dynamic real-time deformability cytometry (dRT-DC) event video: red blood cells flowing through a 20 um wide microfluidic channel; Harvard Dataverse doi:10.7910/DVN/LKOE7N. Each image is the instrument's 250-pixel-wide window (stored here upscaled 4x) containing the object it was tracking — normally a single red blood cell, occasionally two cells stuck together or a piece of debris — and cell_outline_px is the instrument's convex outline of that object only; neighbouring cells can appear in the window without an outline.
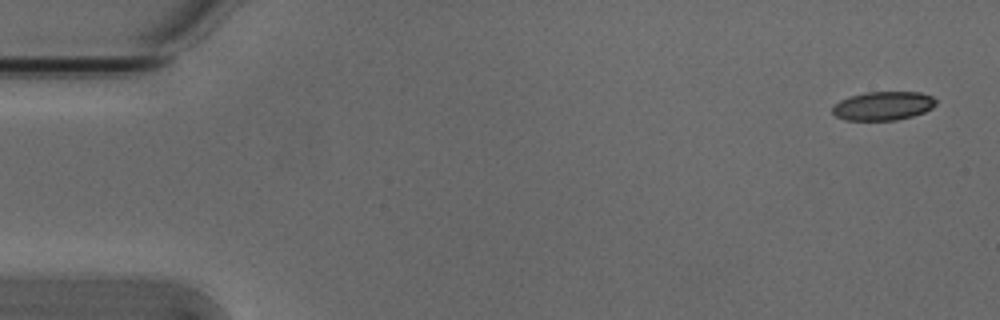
{"species": "Egyptian fruit bat (a non-hibernating species)", "species_latin": "Rousettus aegyptiacus", "temperature_condition": "cold", "stored_images_in_passage": 7, "camera_frame_rate_fps": 3000, "um_per_image_px": 0.085, "animal": {"sex": "male"}, "frame": {"image": 1, "passage_image": 1, "time_ms": 0.0, "image_size_px": [1000, 320], "cell_outline_px": [[936, 104], [932, 108], [924, 112], [912, 116], [896, 120], [844, 120], [836, 116], [832, 112], [832, 108], [840, 100], [864, 92], [920, 92], [932, 96], [936, 100]], "centroid_in_image_um": [75.08, 9.0], "position_along_channel_um": 9.9, "area_um2": 17.28}}
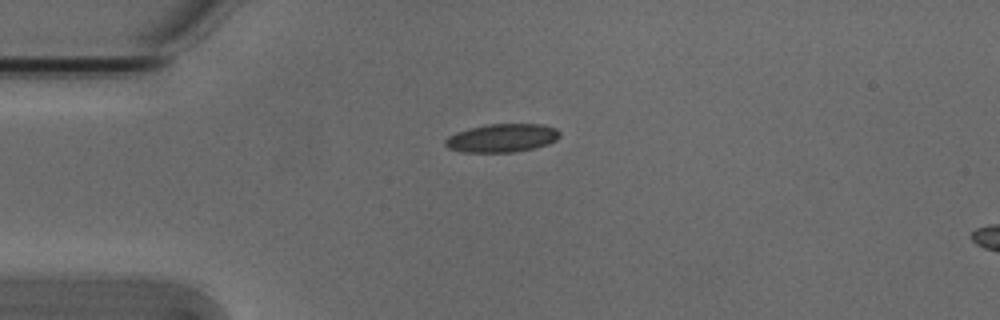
{"frame": {"image": 2, "passage_image": 4, "time_ms": 1.0, "image_size_px": [1000, 320], "cell_outline_px": [[560, 136], [556, 140], [548, 144], [536, 148], [516, 152], [460, 152], [448, 148], [444, 144], [444, 140], [448, 136], [456, 132], [468, 128], [488, 124], [544, 124], [556, 128], [560, 132]], "centroid_in_image_um": [42.67, 11.73], "position_along_channel_um": 42.3, "area_um2": 19.19}}
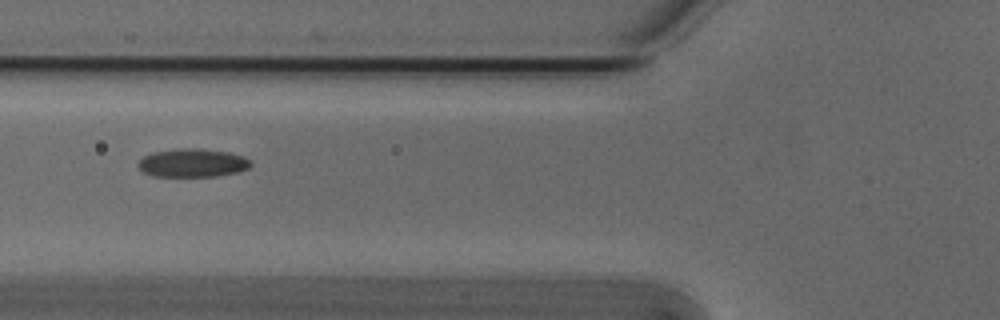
{"frame": {"image": 3, "passage_image": 6, "time_ms": 1.667, "image_size_px": [1000, 320], "cell_outline_px": [[252, 164], [248, 168], [240, 172], [216, 176], [152, 176], [144, 172], [136, 164], [144, 156], [152, 152], [180, 148], [200, 148], [228, 152], [244, 156], [252, 160]], "centroid_in_image_um": [16.4, 13.84], "position_along_channel_um": 109.4, "area_um2": 18.79}}